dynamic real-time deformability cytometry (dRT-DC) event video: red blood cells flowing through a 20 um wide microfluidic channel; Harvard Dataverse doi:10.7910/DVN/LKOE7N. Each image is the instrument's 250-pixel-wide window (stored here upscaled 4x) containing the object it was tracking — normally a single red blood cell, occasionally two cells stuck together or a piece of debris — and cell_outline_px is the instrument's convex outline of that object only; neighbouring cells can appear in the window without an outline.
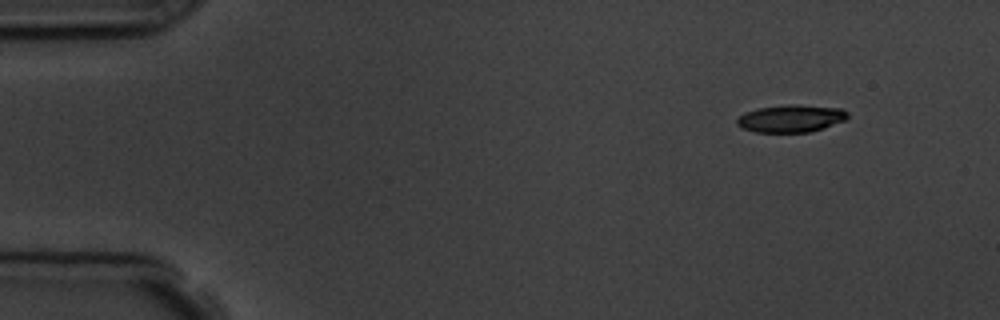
{"species": "common noctule bat (a hibernating species)", "species_latin": "Nyctalus noctula", "temperature_condition": "room temperature", "stored_images_in_passage": 4, "camera_frame_rate_fps": 3000, "um_per_image_px": 0.085, "animal": {"sex": "male", "body_mass_g": 19.5, "forearm_length_mm": 54.6}, "frame": {"image": 1, "passage_image": 1, "time_ms": 0.0, "image_size_px": [1000, 320], "cell_outline_px": [[848, 116], [844, 120], [824, 128], [808, 132], [756, 132], [744, 128], [736, 124], [736, 120], [744, 112], [760, 108], [788, 104], [796, 104], [840, 108], [848, 112]], "centroid_in_image_um": [67.23, 10.06], "position_along_channel_um": 17.8, "area_um2": 17.57}}
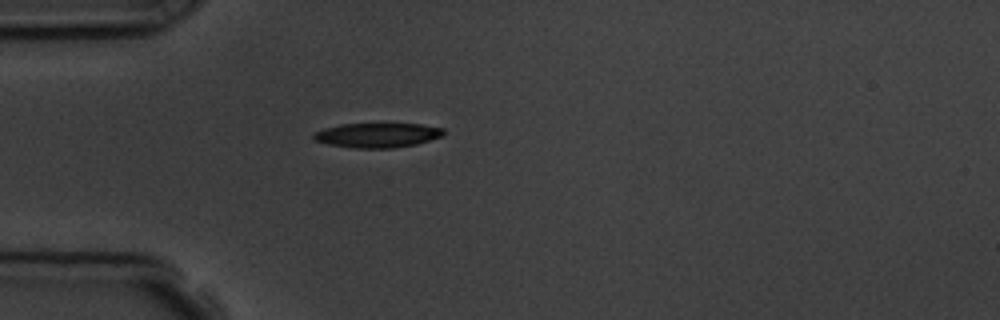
{"frame": {"image": 2, "passage_image": 4, "time_ms": 3.333, "image_size_px": [1000, 320], "cell_outline_px": [[444, 136], [416, 144], [392, 148], [352, 148], [328, 144], [312, 140], [312, 132], [324, 128], [340, 124], [420, 124], [444, 128]], "centroid_in_image_um": [32.04, 11.49], "position_along_channel_um": 53.0, "area_um2": 18.79}}